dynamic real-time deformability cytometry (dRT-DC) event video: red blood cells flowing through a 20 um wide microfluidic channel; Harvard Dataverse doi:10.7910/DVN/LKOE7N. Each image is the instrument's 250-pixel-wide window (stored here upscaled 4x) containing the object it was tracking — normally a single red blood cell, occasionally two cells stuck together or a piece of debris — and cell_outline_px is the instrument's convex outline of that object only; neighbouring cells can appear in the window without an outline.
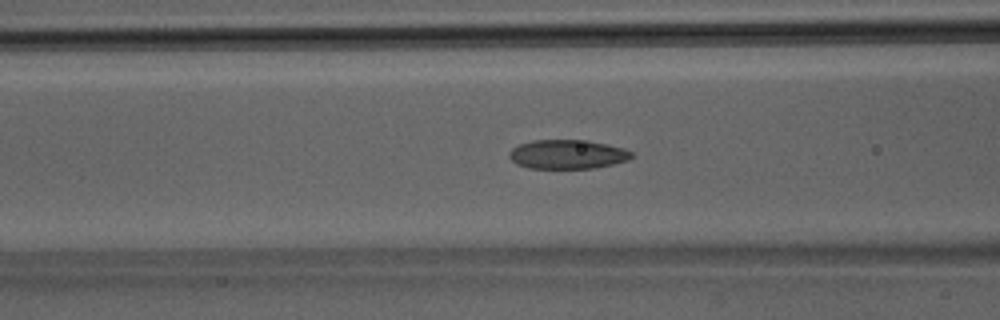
{"species": "Egyptian fruit bat (a non-hibernating species)", "species_latin": "Rousettus aegyptiacus", "temperature_condition": "room temperature", "stored_images_in_passage": 34, "camera_frame_rate_fps": 3000, "um_per_image_px": 0.085, "animal": {"sex": "male"}, "frame": {"image": 1, "passage_image": 10, "time_ms": 3.0, "image_size_px": [1000, 320], "cell_outline_px": [[636, 156], [628, 160], [596, 168], [528, 168], [516, 164], [508, 156], [508, 152], [512, 148], [520, 144], [532, 140], [588, 140], [608, 144], [624, 148], [632, 152]], "centroid_in_image_um": [48.25, 13.11], "position_along_channel_um": 118.3, "area_um2": 20.98}}
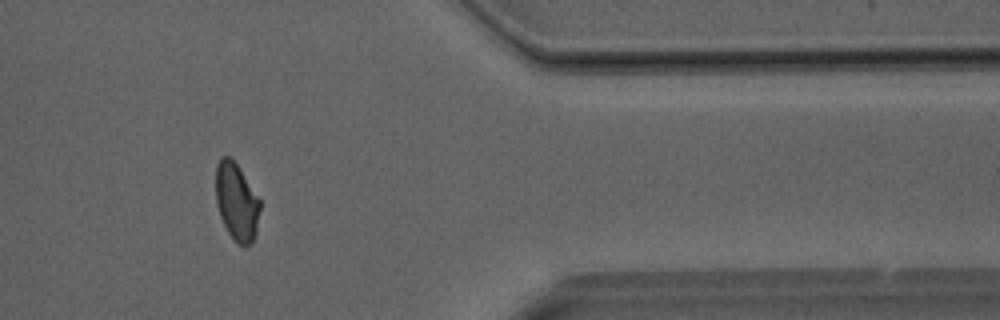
{"frame": {"image": 2, "passage_image": 27, "time_ms": 8.667, "image_size_px": [1000, 320], "cell_outline_px": [[260, 208], [256, 232], [252, 240], [244, 248], [236, 244], [232, 240], [220, 216], [216, 204], [216, 164], [220, 156], [228, 156], [236, 164], [260, 200]], "centroid_in_image_um": [20.09, 17.18], "position_along_channel_um": 391.3, "area_um2": 19.88}}
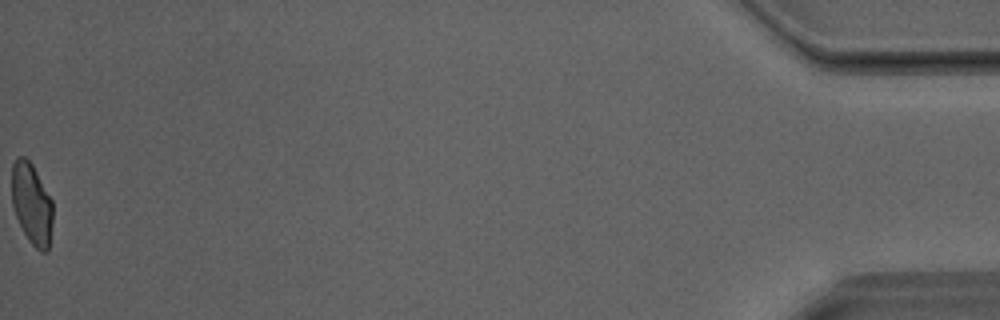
{"frame": {"image": 3, "passage_image": 34, "time_ms": 11.0, "image_size_px": [1000, 320], "cell_outline_px": [[52, 224], [48, 252], [40, 252], [28, 240], [16, 216], [12, 204], [12, 164], [16, 156], [24, 156], [32, 164], [52, 200]], "centroid_in_image_um": [2.69, 17.32], "position_along_channel_um": 432.5, "area_um2": 19.42}}